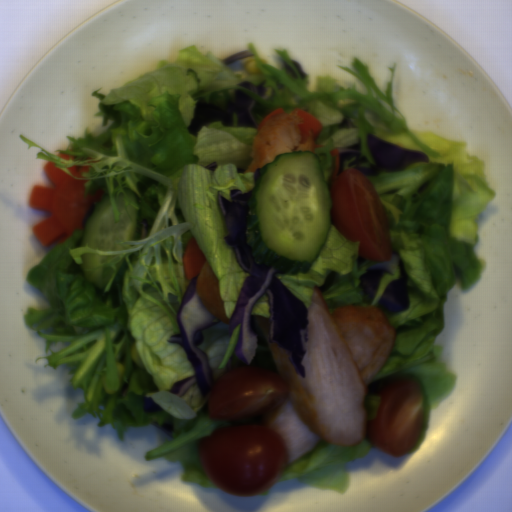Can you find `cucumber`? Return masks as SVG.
I'll return each instance as SVG.
<instances>
[{
	"mask_svg": "<svg viewBox=\"0 0 512 512\" xmlns=\"http://www.w3.org/2000/svg\"><path fill=\"white\" fill-rule=\"evenodd\" d=\"M119 210V221H115V210L107 194L99 199L88 212L76 246L88 245L96 250H118L119 243L136 242L140 239L139 215L135 208L125 204L121 193L115 197Z\"/></svg>",
	"mask_w": 512,
	"mask_h": 512,
	"instance_id": "cucumber-2",
	"label": "cucumber"
},
{
	"mask_svg": "<svg viewBox=\"0 0 512 512\" xmlns=\"http://www.w3.org/2000/svg\"><path fill=\"white\" fill-rule=\"evenodd\" d=\"M331 191L311 151L281 153L254 172L245 237L255 263L308 273L332 229Z\"/></svg>",
	"mask_w": 512,
	"mask_h": 512,
	"instance_id": "cucumber-1",
	"label": "cucumber"
},
{
	"mask_svg": "<svg viewBox=\"0 0 512 512\" xmlns=\"http://www.w3.org/2000/svg\"><path fill=\"white\" fill-rule=\"evenodd\" d=\"M125 192L136 204L140 206L139 196L136 191L131 188H125Z\"/></svg>",
	"mask_w": 512,
	"mask_h": 512,
	"instance_id": "cucumber-5",
	"label": "cucumber"
},
{
	"mask_svg": "<svg viewBox=\"0 0 512 512\" xmlns=\"http://www.w3.org/2000/svg\"><path fill=\"white\" fill-rule=\"evenodd\" d=\"M114 257L116 256L101 255L94 252L83 253L81 257L82 264L79 265V268L96 293H102L106 290L114 271L109 266L93 271L87 269H93L96 265H102Z\"/></svg>",
	"mask_w": 512,
	"mask_h": 512,
	"instance_id": "cucumber-3",
	"label": "cucumber"
},
{
	"mask_svg": "<svg viewBox=\"0 0 512 512\" xmlns=\"http://www.w3.org/2000/svg\"><path fill=\"white\" fill-rule=\"evenodd\" d=\"M126 267H127V263H126V259H124V258H122L120 261L115 263L116 275H115V277H114V279H113V281L111 283V286H110V289H109L110 292H113L114 289L119 284L120 280L122 279V277L124 275Z\"/></svg>",
	"mask_w": 512,
	"mask_h": 512,
	"instance_id": "cucumber-4",
	"label": "cucumber"
}]
</instances>
